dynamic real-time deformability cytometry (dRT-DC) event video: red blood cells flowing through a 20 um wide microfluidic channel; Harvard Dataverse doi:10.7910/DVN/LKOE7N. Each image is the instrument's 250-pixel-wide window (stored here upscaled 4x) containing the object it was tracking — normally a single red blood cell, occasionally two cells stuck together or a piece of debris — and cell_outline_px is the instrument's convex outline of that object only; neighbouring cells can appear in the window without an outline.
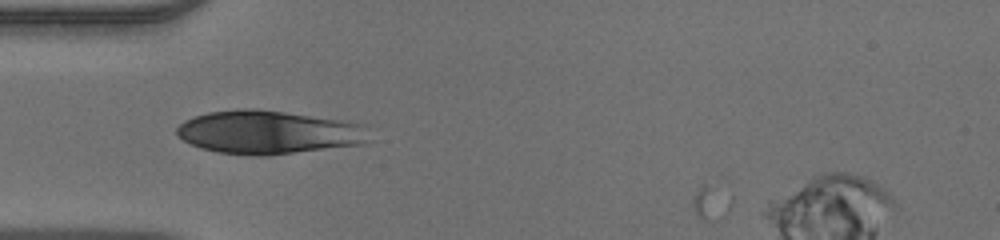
{"species": "human", "species_latin": "Homo sapiens", "temperature_condition": "warm", "stored_images_in_passage": 32, "camera_frame_rate_fps": 3000, "um_per_image_px": 0.085, "donor": {"sex": "male"}, "frame": {"image": 1, "passage_image": 1, "time_ms": 0.0, "image_size_px": [1000, 240], "cell_outline_px": [[364, 144], [268, 156], [248, 156], [220, 152], [204, 148], [192, 144], [184, 140], [176, 132], [176, 128], [184, 120], [208, 112], [240, 108], [256, 108], [340, 120], [364, 124]], "centroid_in_image_um": [22.76, 11.24], "position_along_channel_um": 62.2, "area_um2": 48.26}}
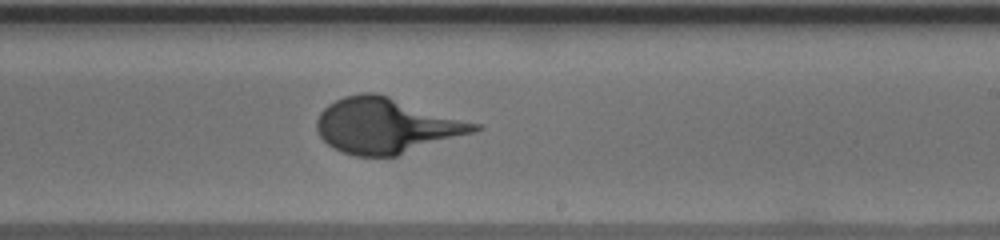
{"frame": {"image": 2, "passage_image": 15, "time_ms": 4.667, "image_size_px": [1000, 240], "cell_outline_px": [[484, 128], [472, 132], [396, 156], [356, 156], [340, 152], [332, 148], [320, 136], [316, 128], [316, 120], [320, 112], [328, 104], [344, 96], [360, 92], [376, 92], [480, 124]], "centroid_in_image_um": [32.78, 10.67], "position_along_channel_um": 256.2, "area_um2": 50.58}}
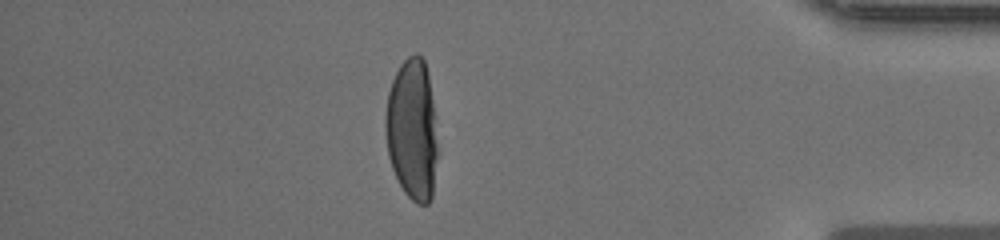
{"frame": {"image": 3, "passage_image": 28, "time_ms": 9.0, "image_size_px": [1000, 240], "cell_outline_px": [[436, 156], [432, 196], [428, 204], [416, 204], [404, 192], [392, 168], [388, 156], [384, 128], [384, 116], [388, 92], [392, 80], [400, 64], [408, 56], [416, 52], [424, 60], [428, 76], [432, 100], [436, 144]], "centroid_in_image_um": [34.99, 11.01], "position_along_channel_um": 400.2, "area_um2": 42.6}}